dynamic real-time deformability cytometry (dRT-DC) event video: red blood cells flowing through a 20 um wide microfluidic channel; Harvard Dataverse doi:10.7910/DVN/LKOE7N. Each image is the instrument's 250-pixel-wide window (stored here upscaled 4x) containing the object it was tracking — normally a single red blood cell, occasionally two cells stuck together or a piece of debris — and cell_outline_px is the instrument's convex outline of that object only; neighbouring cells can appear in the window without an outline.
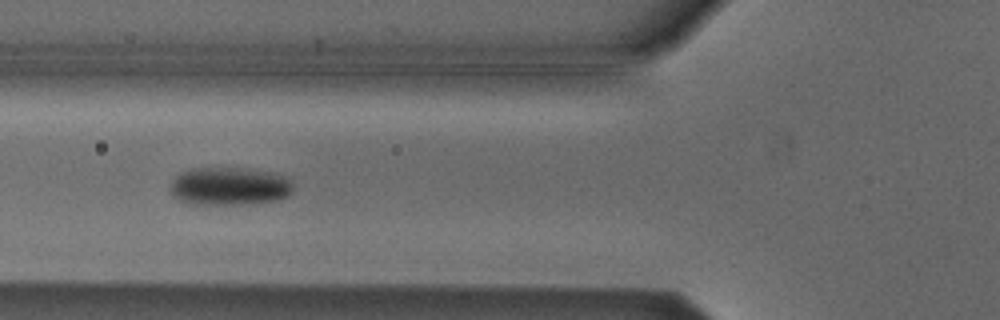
{"species": "Egyptian fruit bat (a non-hibernating species)", "species_latin": "Rousettus aegyptiacus", "temperature_condition": "cold", "stored_images_in_passage": 7, "camera_frame_rate_fps": 3000, "um_per_image_px": 0.085, "animal": {"sex": "male"}, "frame": {"image": 1, "passage_image": 6, "time_ms": 1.667, "image_size_px": [1000, 320], "cell_outline_px": [[292, 192], [288, 196], [280, 200], [252, 204], [188, 204], [172, 196], [168, 188], [172, 180], [176, 176], [192, 168], [244, 168], [276, 172], [288, 176], [292, 180]], "centroid_in_image_um": [19.54, 15.83], "position_along_channel_um": 106.3, "area_um2": 27.92}}
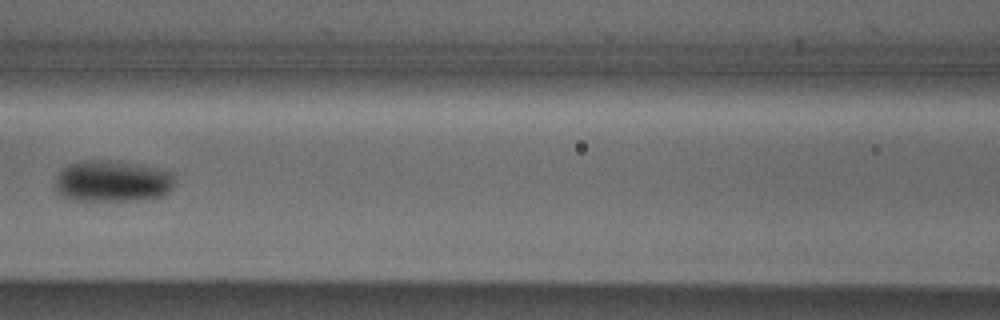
{"frame": {"image": 2, "passage_image": 7, "time_ms": 2.0, "image_size_px": [1000, 320], "cell_outline_px": [[176, 180], [172, 188], [164, 196], [132, 200], [72, 200], [60, 196], [56, 192], [56, 176], [68, 164], [84, 160], [120, 160], [140, 164], [172, 172]], "centroid_in_image_um": [9.56, 15.38], "position_along_channel_um": 157.0, "area_um2": 29.25}}